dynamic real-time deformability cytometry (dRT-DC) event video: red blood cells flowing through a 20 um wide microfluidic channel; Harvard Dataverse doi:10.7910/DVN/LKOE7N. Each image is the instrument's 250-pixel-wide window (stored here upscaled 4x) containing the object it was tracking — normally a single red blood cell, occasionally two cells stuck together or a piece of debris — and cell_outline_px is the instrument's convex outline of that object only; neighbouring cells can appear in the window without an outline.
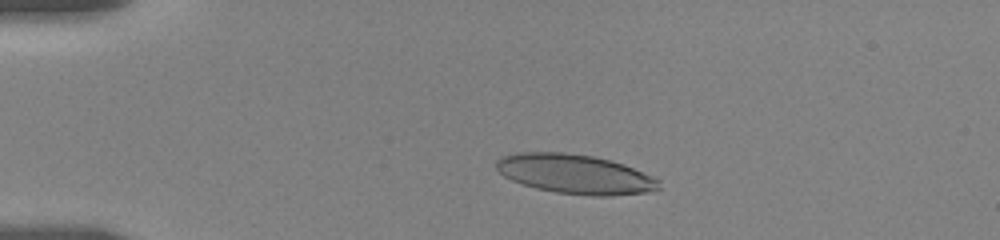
{"species": "human", "species_latin": "Homo sapiens", "temperature_condition": "room temperature", "stored_images_in_passage": 42, "camera_frame_rate_fps": 3000, "um_per_image_px": 0.085, "donor": {"sex": "female"}, "frame": {"image": 1, "passage_image": 6, "time_ms": 3.0, "image_size_px": [1000, 240], "cell_outline_px": [[660, 188], [656, 192], [612, 196], [592, 196], [556, 192], [536, 188], [512, 180], [504, 176], [496, 168], [496, 160], [500, 156], [516, 152], [564, 152], [592, 156], [612, 160], [624, 164], [652, 176], [660, 180]], "centroid_in_image_um": [48.92, 14.8], "position_along_channel_um": 36.1, "area_um2": 37.74}}
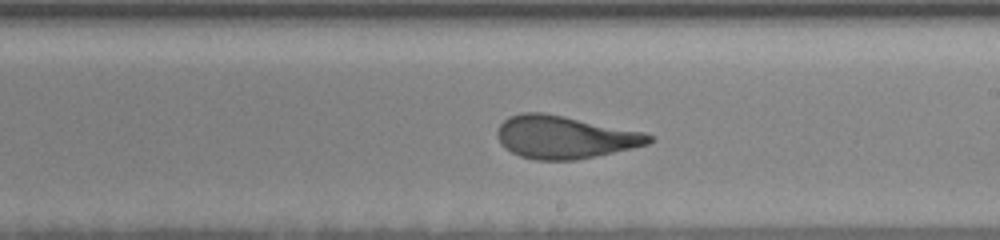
{"frame": {"image": 2, "passage_image": 25, "time_ms": 10.0, "image_size_px": [1000, 240], "cell_outline_px": [[652, 140], [648, 144], [632, 148], [596, 156], [576, 160], [536, 160], [520, 156], [504, 148], [500, 144], [496, 132], [500, 124], [508, 116], [520, 112], [540, 112], [564, 116], [644, 132], [652, 136]], "centroid_in_image_um": [47.95, 11.66], "position_along_channel_um": 241.0, "area_um2": 37.74}}
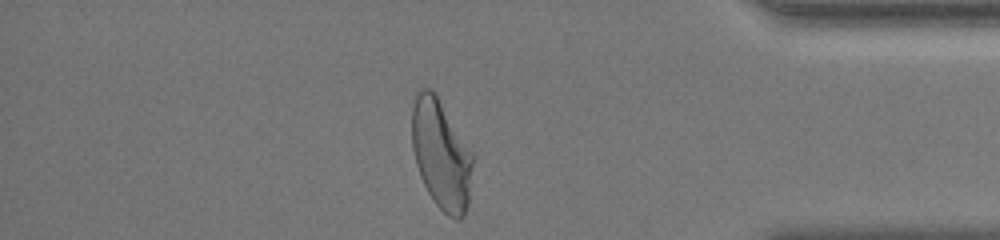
{"frame": {"image": 3, "passage_image": 40, "time_ms": 15.0, "image_size_px": [1000, 240], "cell_outline_px": [[472, 164], [468, 204], [464, 216], [460, 220], [456, 220], [448, 216], [436, 204], [428, 192], [420, 176], [416, 164], [412, 148], [412, 108], [416, 88], [432, 88], [472, 152]], "centroid_in_image_um": [37.47, 13.11], "position_along_channel_um": 397.7, "area_um2": 38.67}, "authors_computed_cell_mechanics": {"area_um2": 37.859, "velocity_mm_per_s": 3.6165, "shape_relaxation_time_tau1_ms": 6.2385, "shape_relaxation_time_tau2_ms": 1.0694, "deformation_change_tau1": 0.2307, "deformation_change_tau2": 0.092}}